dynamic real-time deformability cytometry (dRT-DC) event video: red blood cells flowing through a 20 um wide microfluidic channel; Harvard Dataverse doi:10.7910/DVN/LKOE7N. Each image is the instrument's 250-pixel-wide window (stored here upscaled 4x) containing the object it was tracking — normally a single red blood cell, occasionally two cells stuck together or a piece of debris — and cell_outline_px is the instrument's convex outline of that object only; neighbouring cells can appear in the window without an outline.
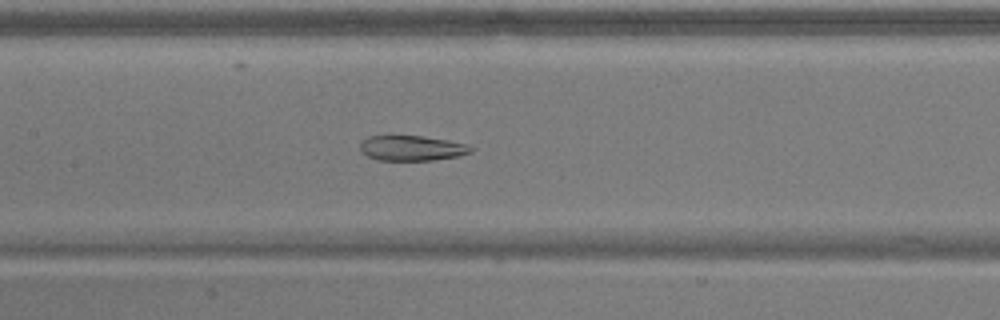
{"species": "common noctule bat (a hibernating species)", "species_latin": "Nyctalus noctula", "temperature_condition": "warm", "stored_images_in_passage": 55, "segment_of_instrument_passage": [1, 2], "camera_frame_rate_fps": 3000, "um_per_image_px": 0.085, "animal": {"sex": "male", "body_mass_g": 17.9}, "frame": {"image": 1, "passage_image": 25, "time_ms": 8.0, "image_size_px": [1000, 320], "cell_outline_px": [[476, 148], [472, 152], [460, 156], [432, 160], [376, 160], [360, 152], [360, 144], [368, 136], [388, 132], [392, 132], [424, 136], [448, 140], [468, 144]], "centroid_in_image_um": [34.97, 12.53], "position_along_channel_um": 172.4, "area_um2": 17.28}}
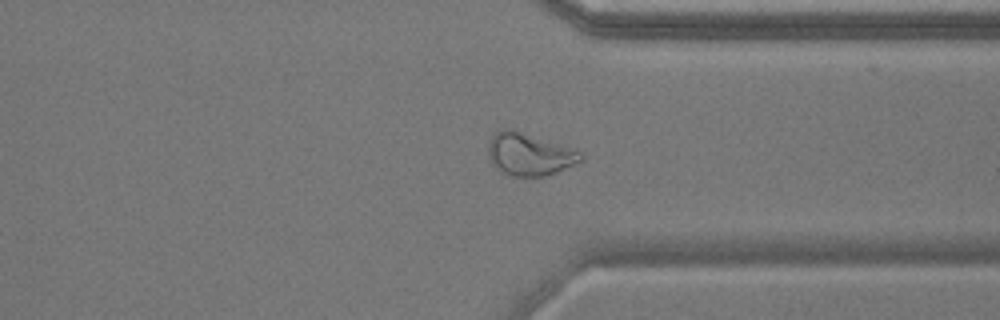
{"frame": {"image": 2, "passage_image": 41, "time_ms": 13.333, "image_size_px": [1000, 320], "cell_outline_px": [[584, 160], [556, 172], [544, 176], [508, 176], [492, 164], [488, 156], [488, 140], [492, 132], [500, 128], [508, 128], [580, 152], [584, 156]], "centroid_in_image_um": [44.91, 13.12], "position_along_channel_um": 366.5, "area_um2": 22.6}}
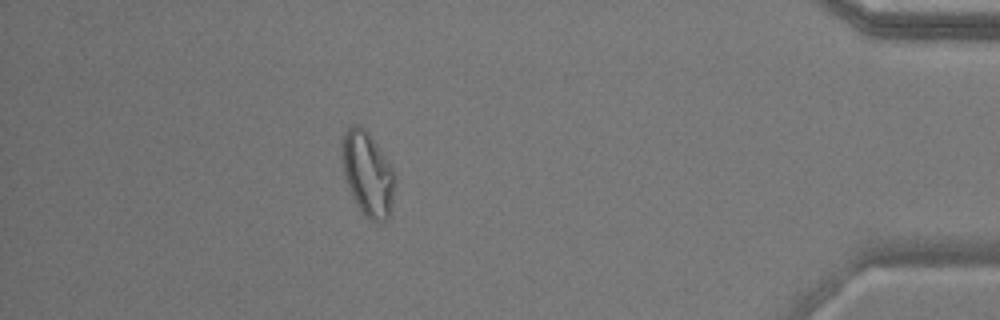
{"frame": {"image": 3, "passage_image": 48, "time_ms": 15.667, "image_size_px": [1000, 320], "cell_outline_px": [[392, 200], [388, 216], [384, 224], [376, 224], [360, 208], [352, 196], [344, 172], [344, 132], [348, 124], [360, 124], [368, 132], [392, 168]], "centroid_in_image_um": [31.24, 14.76], "position_along_channel_um": 404.0, "area_um2": 24.74}}